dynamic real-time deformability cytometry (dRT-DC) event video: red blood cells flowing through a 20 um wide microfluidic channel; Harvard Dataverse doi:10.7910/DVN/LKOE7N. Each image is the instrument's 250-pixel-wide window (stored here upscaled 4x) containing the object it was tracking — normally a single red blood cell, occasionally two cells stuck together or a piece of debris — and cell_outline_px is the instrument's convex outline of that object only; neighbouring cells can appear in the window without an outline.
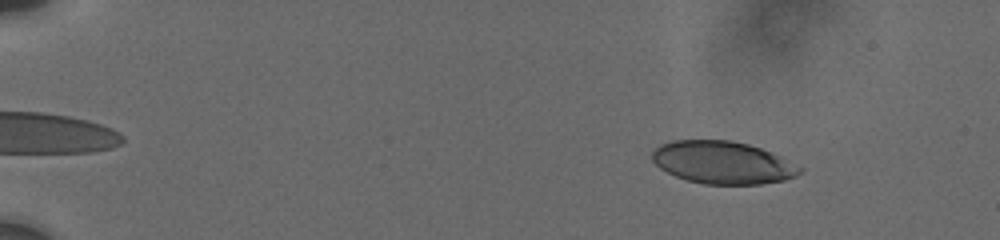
{"species": "human", "species_latin": "Homo sapiens", "temperature_condition": "cold", "stored_images_in_passage": 50, "camera_frame_rate_fps": 3000, "um_per_image_px": 0.085, "donor": {"sex": "male"}, "frame": {"image": 1, "passage_image": 9, "time_ms": 1.333, "image_size_px": [1000, 240], "cell_outline_px": [[804, 168], [796, 176], [784, 180], [760, 184], [704, 184], [688, 180], [676, 176], [660, 168], [652, 160], [652, 152], [660, 144], [672, 140], [732, 140], [748, 144], [772, 152]], "centroid_in_image_um": [61.43, 13.81], "position_along_channel_um": 23.6, "area_um2": 36.59}}
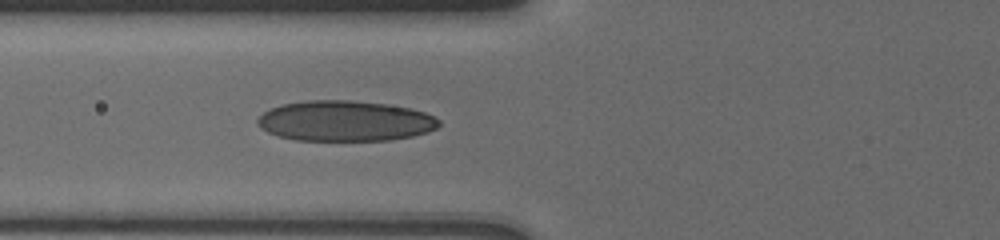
{"frame": {"image": 2, "passage_image": 37, "time_ms": 6.667, "image_size_px": [1000, 240], "cell_outline_px": [[440, 124], [436, 128], [428, 132], [412, 136], [392, 140], [296, 140], [280, 136], [268, 132], [260, 128], [256, 124], [256, 120], [264, 112], [272, 108], [284, 104], [308, 100], [348, 100], [388, 104], [408, 108], [424, 112], [440, 120]], "centroid_in_image_um": [29.33, 10.28], "position_along_channel_um": 96.5, "area_um2": 42.66}}
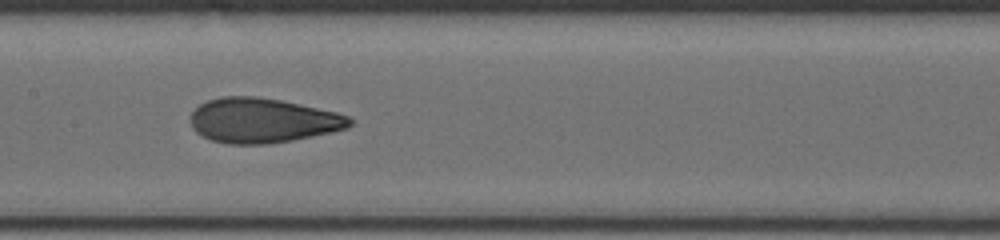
{"frame": {"image": 3, "passage_image": 49, "time_ms": 9.0, "image_size_px": [1000, 240], "cell_outline_px": [[352, 124], [348, 128], [332, 132], [292, 140], [268, 144], [228, 144], [212, 140], [196, 132], [192, 128], [192, 112], [200, 104], [208, 100], [220, 96], [256, 96], [280, 100], [300, 104], [336, 112], [348, 116], [352, 120]], "centroid_in_image_um": [22.33, 10.24], "position_along_channel_um": 185.1, "area_um2": 41.38}}